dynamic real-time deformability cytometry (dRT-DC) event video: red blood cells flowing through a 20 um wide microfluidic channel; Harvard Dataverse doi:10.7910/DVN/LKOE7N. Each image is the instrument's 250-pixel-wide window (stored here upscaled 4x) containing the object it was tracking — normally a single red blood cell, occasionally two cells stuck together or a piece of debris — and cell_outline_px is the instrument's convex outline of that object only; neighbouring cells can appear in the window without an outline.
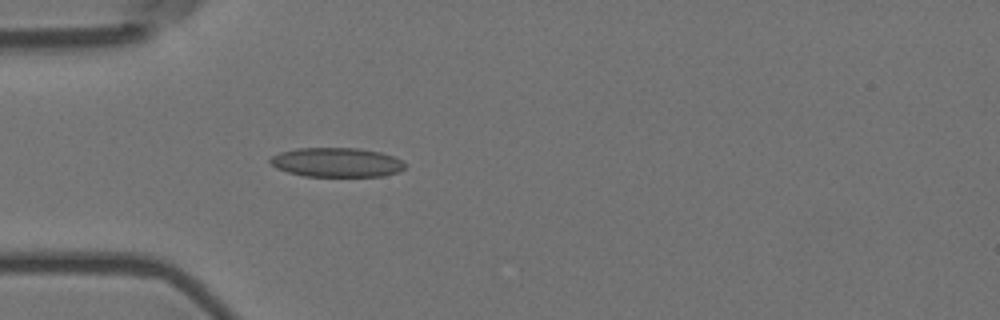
{"species": "Egyptian fruit bat (a non-hibernating species)", "species_latin": "Rousettus aegyptiacus", "temperature_condition": "room temperature", "stored_images_in_passage": 2, "camera_frame_rate_fps": 3000, "um_per_image_px": 0.085, "animal": {"sex": "female"}, "frame": {"image": 1, "passage_image": 2, "time_ms": 0.333, "image_size_px": [1000, 320], "cell_outline_px": [[404, 168], [400, 172], [380, 176], [304, 176], [288, 172], [276, 168], [268, 160], [272, 156], [280, 152], [296, 148], [360, 148], [380, 152], [404, 160]], "centroid_in_image_um": [28.62, 13.8], "position_along_channel_um": 56.4, "area_um2": 23.06}}